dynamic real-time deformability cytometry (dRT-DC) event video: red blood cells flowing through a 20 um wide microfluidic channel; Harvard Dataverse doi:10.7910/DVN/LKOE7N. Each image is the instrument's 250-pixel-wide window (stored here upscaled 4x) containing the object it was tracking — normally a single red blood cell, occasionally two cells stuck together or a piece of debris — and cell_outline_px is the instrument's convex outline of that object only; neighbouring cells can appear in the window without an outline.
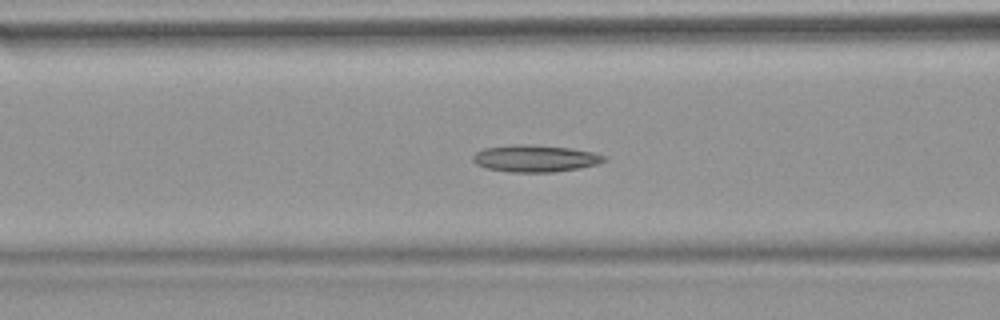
{"species": "common noctule bat (a hibernating species)", "species_latin": "Nyctalus noctula", "temperature_condition": "warm", "stored_images_in_passage": 53, "camera_frame_rate_fps": 3000, "um_per_image_px": 0.085, "animal": {"sex": "female", "body_mass_g": 18.4}, "frame": {"image": 1, "passage_image": 21, "time_ms": 6.667, "image_size_px": [1000, 320], "cell_outline_px": [[608, 160], [596, 164], [580, 168], [552, 172], [508, 172], [484, 168], [476, 164], [472, 160], [472, 156], [476, 152], [484, 148], [520, 144], [528, 144], [572, 148], [592, 152], [608, 156]], "centroid_in_image_um": [45.49, 13.47], "position_along_channel_um": 121.1, "area_um2": 20.75}}
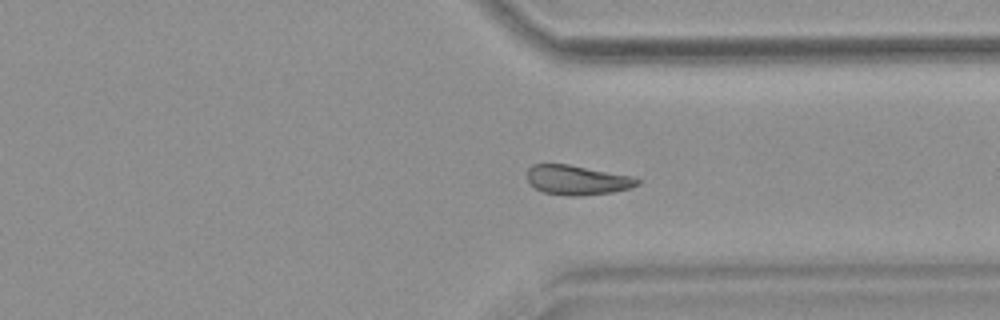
{"frame": {"image": 2, "passage_image": 40, "time_ms": 13.0, "image_size_px": [1000, 320], "cell_outline_px": [[640, 184], [632, 188], [612, 192], [580, 196], [568, 196], [544, 192], [536, 188], [528, 180], [528, 168], [532, 164], [568, 164], [636, 176], [640, 180]], "centroid_in_image_um": [49.13, 15.3], "position_along_channel_um": 362.3, "area_um2": 19.19}}
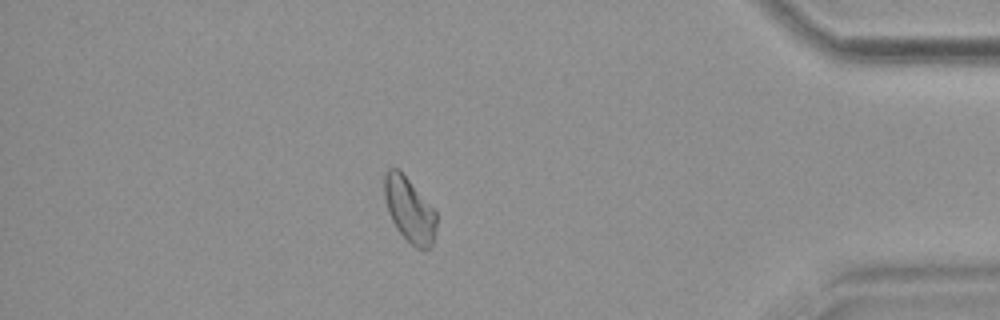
{"frame": {"image": 3, "passage_image": 46, "time_ms": 15.0, "image_size_px": [1000, 320], "cell_outline_px": [[436, 228], [432, 244], [428, 248], [416, 248], [396, 228], [388, 212], [384, 196], [384, 172], [388, 168], [400, 168], [436, 212]], "centroid_in_image_um": [34.77, 17.77], "position_along_channel_um": 400.4, "area_um2": 19.54}, "authors_computed_cell_mechanics": {"area_um2": 20.1722, "velocity_mm_per_s": 3.8058, "shape_relaxation_time_tau1_ms": null, "shape_relaxation_time_tau2_ms": 8.1846, "deformation_change_tau1": null, "deformation_change_tau2": 0.148}}